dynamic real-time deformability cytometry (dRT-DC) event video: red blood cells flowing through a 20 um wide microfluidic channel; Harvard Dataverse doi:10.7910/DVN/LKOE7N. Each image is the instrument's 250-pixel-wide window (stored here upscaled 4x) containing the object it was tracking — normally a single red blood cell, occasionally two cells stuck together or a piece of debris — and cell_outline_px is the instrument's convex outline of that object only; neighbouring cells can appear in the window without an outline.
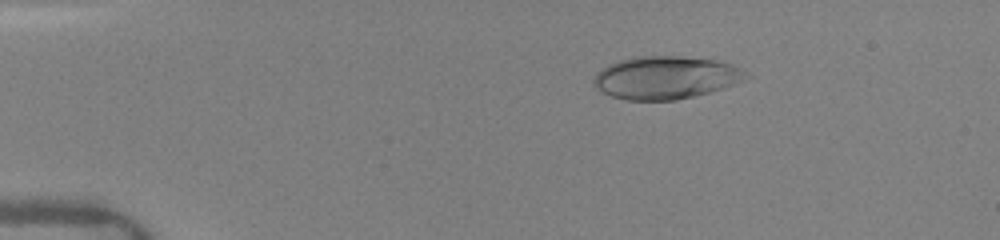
{"species": "human", "species_latin": "Homo sapiens", "temperature_condition": "warm", "stored_images_in_passage": 17, "camera_frame_rate_fps": 3000, "um_per_image_px": 0.085, "donor": {"sex": "female"}, "frame": {"image": 1, "passage_image": 3, "time_ms": 0.333, "image_size_px": [1000, 240], "cell_outline_px": [[752, 76], [736, 84], [724, 88], [676, 100], [624, 100], [612, 96], [596, 88], [592, 80], [596, 72], [608, 64], [632, 56], [680, 56], [716, 60], [732, 64], [740, 68]], "centroid_in_image_um": [56.59, 6.59], "position_along_channel_um": 28.4, "area_um2": 38.21}}
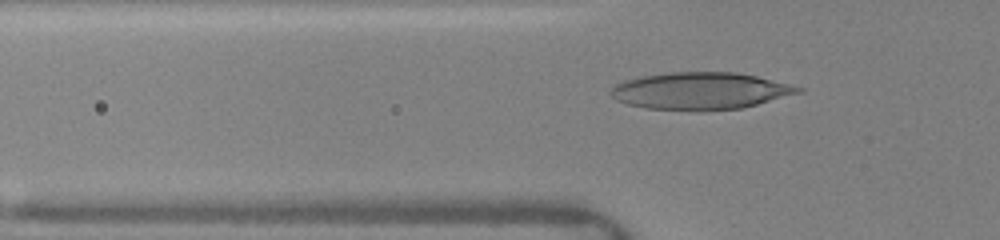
{"frame": {"image": 2, "passage_image": 8, "time_ms": 3.0, "image_size_px": [1000, 240], "cell_outline_px": [[804, 92], [740, 108], [644, 108], [628, 104], [616, 100], [612, 96], [612, 88], [616, 84], [624, 80], [644, 76], [668, 72], [736, 72], [756, 76], [804, 88]], "centroid_in_image_um": [59.55, 7.69], "position_along_channel_um": 66.3, "area_um2": 39.25}}
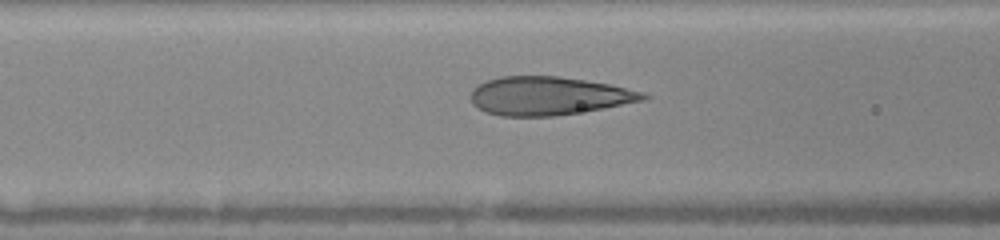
{"frame": {"image": 3, "passage_image": 14, "time_ms": 4.333, "image_size_px": [1000, 240], "cell_outline_px": [[652, 96], [644, 100], [600, 108], [552, 116], [500, 116], [476, 108], [472, 104], [472, 92], [480, 84], [488, 80], [500, 76], [560, 76], [608, 84], [644, 92]], "centroid_in_image_um": [46.62, 8.14], "position_along_channel_um": 120.0, "area_um2": 38.03}}